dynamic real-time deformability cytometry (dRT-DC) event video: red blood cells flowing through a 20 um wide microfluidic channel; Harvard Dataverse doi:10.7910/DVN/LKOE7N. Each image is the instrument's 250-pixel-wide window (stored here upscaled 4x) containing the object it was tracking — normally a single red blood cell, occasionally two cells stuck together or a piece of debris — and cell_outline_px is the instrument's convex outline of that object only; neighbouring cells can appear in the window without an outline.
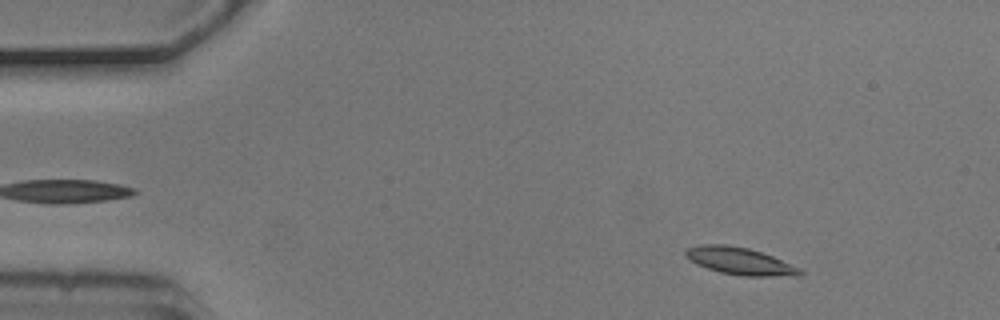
{"species": "common noctule bat (a hibernating species)", "species_latin": "Nyctalus noctula", "temperature_condition": "cold", "stored_images_in_passage": 4, "camera_frame_rate_fps": 3000, "um_per_image_px": 0.085, "animal": {"sex": "male", "body_mass_g": 20.5, "forearm_length_mm": 52.5}, "frame": {"image": 1, "passage_image": 2, "time_ms": 0.333, "image_size_px": [1000, 320], "cell_outline_px": [[804, 272], [796, 276], [744, 276], [720, 272], [696, 264], [684, 256], [684, 252], [688, 248], [700, 244], [724, 244], [748, 248], [772, 256], [800, 268]], "centroid_in_image_um": [62.87, 22.19], "position_along_channel_um": 22.1, "area_um2": 18.03}}